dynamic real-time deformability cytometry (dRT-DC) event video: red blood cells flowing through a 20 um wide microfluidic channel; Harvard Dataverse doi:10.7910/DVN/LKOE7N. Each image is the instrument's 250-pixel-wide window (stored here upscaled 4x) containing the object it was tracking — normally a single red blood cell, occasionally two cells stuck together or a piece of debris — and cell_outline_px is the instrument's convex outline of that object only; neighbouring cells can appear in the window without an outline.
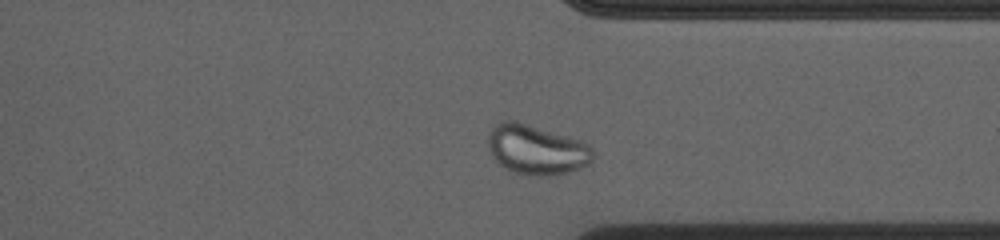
{"species": "common noctule bat (a hibernating species)", "species_latin": "Nyctalus noctula", "temperature_condition": "cold", "stored_images_in_passage": 32, "camera_frame_rate_fps": 3000, "um_per_image_px": 0.085, "animal": {"sex": "female", "body_mass_g": 23.0, "forearm_length_mm": 53.4}, "frame": {"image": 1, "passage_image": 28, "time_ms": 9.0, "image_size_px": [1000, 240], "cell_outline_px": [[592, 160], [588, 164], [580, 168], [568, 172], [548, 176], [540, 176], [516, 172], [500, 164], [492, 156], [488, 148], [488, 132], [500, 120], [516, 120], [580, 140], [588, 144], [592, 152]], "centroid_in_image_um": [45.57, 12.7], "position_along_channel_um": 365.8, "area_um2": 30.17}, "authors_computed_cell_mechanics": {"area_um2": 27.6573, "velocity_mm_per_s": 3.6628, "shape_relaxation_time_tau1_ms": null, "shape_relaxation_time_tau2_ms": 3.0088, "deformation_change_tau1": null, "deformation_change_tau2": 0.0311}}